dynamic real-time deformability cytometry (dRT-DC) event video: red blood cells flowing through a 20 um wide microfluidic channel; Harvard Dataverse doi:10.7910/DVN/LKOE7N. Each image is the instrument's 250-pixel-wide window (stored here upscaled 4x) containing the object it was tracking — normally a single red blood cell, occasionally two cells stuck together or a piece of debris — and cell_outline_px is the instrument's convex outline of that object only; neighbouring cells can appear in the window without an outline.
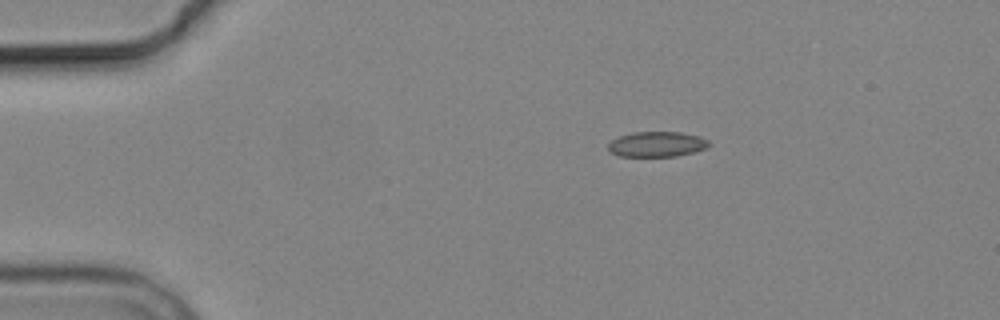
{"species": "common noctule bat (a hibernating species)", "species_latin": "Nyctalus noctula", "temperature_condition": "cold", "stored_images_in_passage": 2, "camera_frame_rate_fps": 3000, "um_per_image_px": 0.085, "animal": {"sex": "male", "body_mass_g": 19.2, "forearm_length_mm": 51.8}, "frame": {"image": 1, "passage_image": 2, "time_ms": 2.0, "image_size_px": [1000, 320], "cell_outline_px": [[712, 144], [704, 148], [692, 152], [676, 156], [620, 156], [608, 152], [608, 144], [612, 140], [620, 136], [632, 132], [680, 132], [700, 136], [708, 140]], "centroid_in_image_um": [55.82, 12.25], "position_along_channel_um": 29.2, "area_um2": 14.8}}